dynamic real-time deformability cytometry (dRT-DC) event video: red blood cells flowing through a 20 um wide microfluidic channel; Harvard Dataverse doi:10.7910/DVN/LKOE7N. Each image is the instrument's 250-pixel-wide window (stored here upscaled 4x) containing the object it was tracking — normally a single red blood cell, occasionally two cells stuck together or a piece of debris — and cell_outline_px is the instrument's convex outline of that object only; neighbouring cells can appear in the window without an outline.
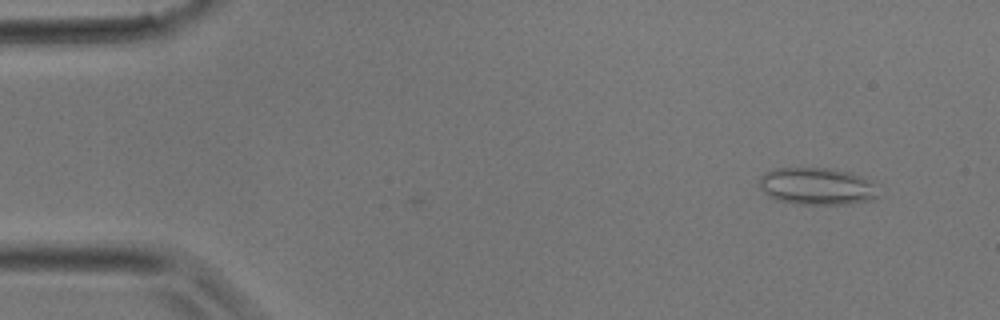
{"species": "common noctule bat (a hibernating species)", "species_latin": "Nyctalus noctula", "temperature_condition": "room temperature", "stored_images_in_passage": 35, "camera_frame_rate_fps": 3000, "um_per_image_px": 0.085, "animal": {"sex": "male", "body_mass_g": 17.9}, "frame": {"image": 1, "passage_image": 1, "time_ms": 0.0, "image_size_px": [1000, 320], "cell_outline_px": [[880, 196], [872, 200], [848, 204], [796, 204], [776, 200], [768, 196], [760, 188], [760, 176], [764, 172], [776, 168], [828, 168], [848, 172], [860, 176], [872, 184]], "centroid_in_image_um": [69.39, 15.84], "position_along_channel_um": 15.6, "area_um2": 25.72}}
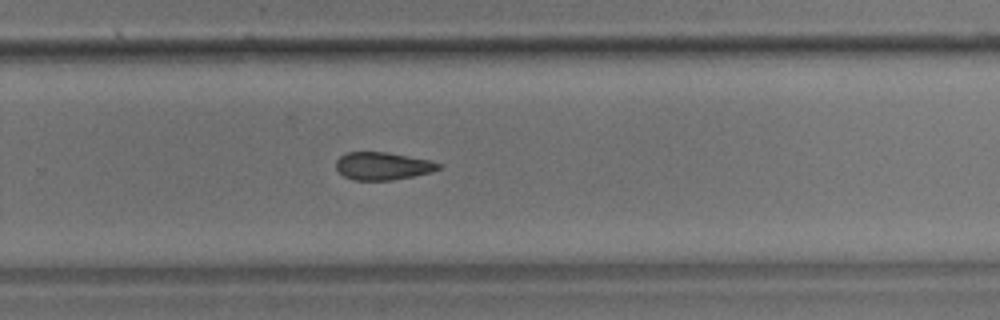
{"frame": {"image": 2, "passage_image": 22, "time_ms": 7.0, "image_size_px": [1000, 320], "cell_outline_px": [[444, 164], [440, 168], [432, 172], [392, 180], [356, 180], [344, 176], [336, 168], [336, 160], [340, 156], [348, 152], [388, 152], [432, 160]], "centroid_in_image_um": [32.58, 14.1], "position_along_channel_um": 297.2, "area_um2": 16.65}}
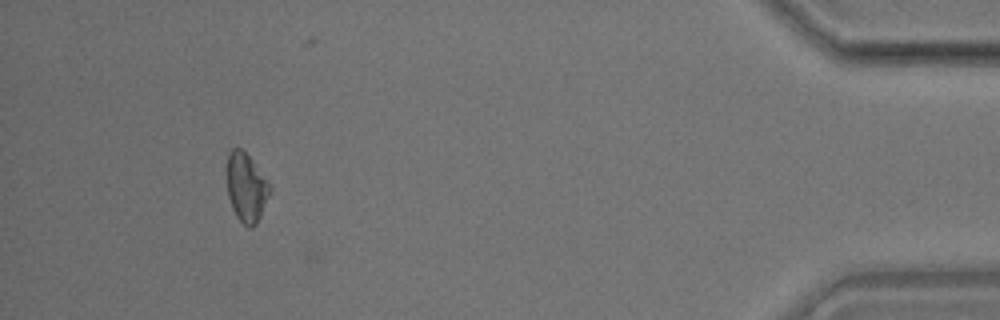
{"frame": {"image": 3, "passage_image": 32, "time_ms": 10.333, "image_size_px": [1000, 320], "cell_outline_px": [[272, 188], [260, 216], [256, 224], [252, 228], [248, 228], [236, 216], [232, 208], [228, 196], [228, 152], [232, 148], [240, 148], [252, 160]], "centroid_in_image_um": [20.93, 15.96], "position_along_channel_um": 414.3, "area_um2": 16.82}}